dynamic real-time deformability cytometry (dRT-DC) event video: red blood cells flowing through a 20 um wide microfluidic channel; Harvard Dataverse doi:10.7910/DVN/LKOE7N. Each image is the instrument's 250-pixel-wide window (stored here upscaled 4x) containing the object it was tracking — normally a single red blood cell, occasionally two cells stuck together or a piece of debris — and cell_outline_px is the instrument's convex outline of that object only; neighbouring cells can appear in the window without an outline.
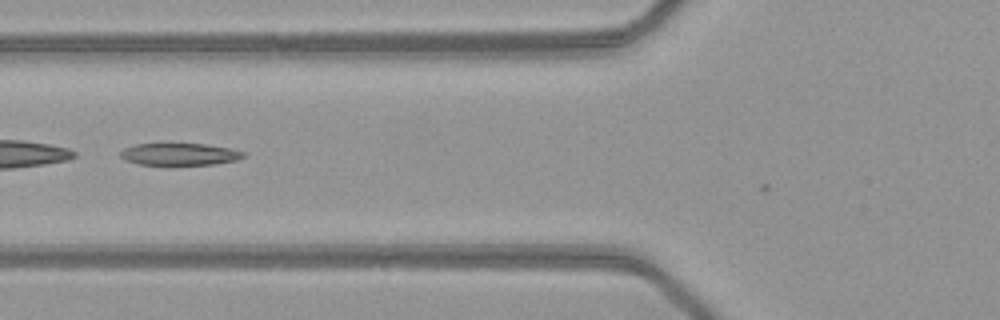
{"species": "common noctule bat (a hibernating species)", "species_latin": "Nyctalus noctula", "temperature_condition": "warm", "stored_images_in_passage": 3, "camera_frame_rate_fps": 3000, "um_per_image_px": 0.085, "animal": {"sex": "female", "body_mass_g": 21.9}, "frame": {"image": 1, "passage_image": 2, "time_ms": 0.333, "image_size_px": [1000, 320], "cell_outline_px": [[640, 276], [636, 276], [452, 272], [436, 268], [428, 264], [496, 256], [592, 256], [640, 272]], "centroid_in_image_um": [45.74, 22.6], "position_along_channel_um": 80.1, "area_um2": 21.96}}